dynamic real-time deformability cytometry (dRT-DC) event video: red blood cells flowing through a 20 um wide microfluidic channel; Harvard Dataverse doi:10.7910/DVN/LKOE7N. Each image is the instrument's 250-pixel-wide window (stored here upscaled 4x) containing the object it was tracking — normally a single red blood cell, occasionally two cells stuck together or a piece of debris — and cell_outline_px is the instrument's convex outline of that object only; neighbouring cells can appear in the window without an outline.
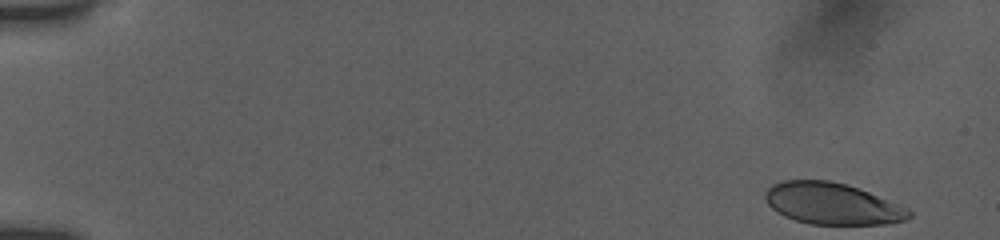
{"species": "human", "species_latin": "Homo sapiens", "temperature_condition": "room temperature", "stored_images_in_passage": 51, "camera_frame_rate_fps": 3000, "um_per_image_px": 0.085, "donor": {"sex": "female"}, "frame": {"image": 1, "passage_image": 1, "time_ms": 0.0, "image_size_px": [1000, 240], "cell_outline_px": [[912, 216], [904, 220], [884, 224], [812, 224], [796, 220], [784, 216], [776, 212], [768, 204], [764, 196], [764, 192], [772, 184], [784, 180], [828, 180], [844, 184], [868, 192], [908, 208], [912, 212]], "centroid_in_image_um": [70.7, 17.31], "position_along_channel_um": 14.3, "area_um2": 34.56}}
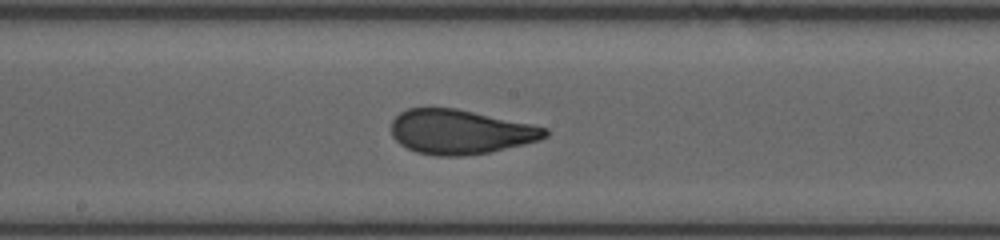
{"frame": {"image": 2, "passage_image": 28, "time_ms": 9.0, "image_size_px": [1000, 240], "cell_outline_px": [[548, 136], [540, 140], [524, 144], [488, 152], [460, 156], [436, 156], [416, 152], [400, 144], [392, 136], [392, 120], [400, 112], [408, 108], [456, 108], [532, 124], [548, 128]], "centroid_in_image_um": [39.12, 11.2], "position_along_channel_um": 209.1, "area_um2": 39.77}}
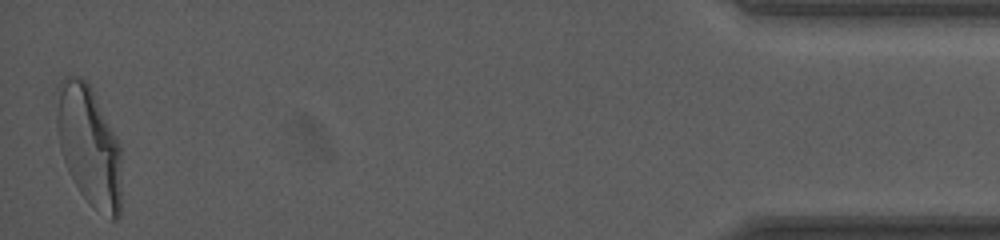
{"frame": {"image": 3, "passage_image": 51, "time_ms": 16.667, "image_size_px": [1000, 240], "cell_outline_px": [[120, 216], [116, 220], [112, 220], [92, 204], [80, 192], [68, 172], [60, 148], [56, 128], [56, 88], [60, 80], [64, 76], [80, 76], [88, 80], [116, 136], [120, 148]], "centroid_in_image_um": [7.53, 12.3], "position_along_channel_um": 427.7, "area_um2": 45.55}, "authors_computed_cell_mechanics": {"area_um2": 39.7086, "velocity_mm_per_s": 3.875, "shape_relaxation_time_tau1_ms": 3.9637, "shape_relaxation_time_tau2_ms": null, "deformation_change_tau1": 0.1857, "deformation_change_tau2": null}}